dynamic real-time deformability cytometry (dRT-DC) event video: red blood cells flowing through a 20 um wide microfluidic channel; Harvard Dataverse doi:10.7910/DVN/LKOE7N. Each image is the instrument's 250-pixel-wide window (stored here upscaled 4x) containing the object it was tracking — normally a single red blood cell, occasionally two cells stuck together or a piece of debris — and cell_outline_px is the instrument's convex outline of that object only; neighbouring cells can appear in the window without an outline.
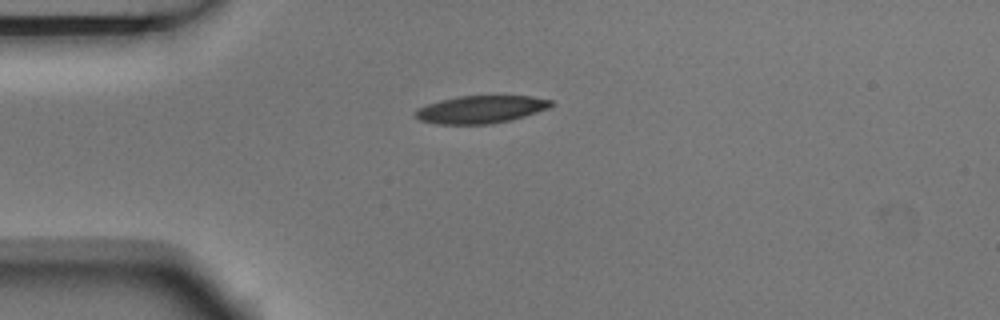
{"species": "Egyptian fruit bat (a non-hibernating species)", "species_latin": "Rousettus aegyptiacus", "temperature_condition": "room temperature", "stored_images_in_passage": 2, "camera_frame_rate_fps": 3000, "um_per_image_px": 0.085, "animal": {"sex": "male"}, "frame": {"image": 1, "passage_image": 1, "time_ms": 0.0, "image_size_px": [1000, 320], "cell_outline_px": [[552, 104], [548, 108], [512, 120], [492, 124], [436, 124], [420, 120], [416, 116], [416, 108], [440, 100], [460, 96], [532, 96], [552, 100]], "centroid_in_image_um": [40.86, 9.3], "position_along_channel_um": 44.1, "area_um2": 21.73}}